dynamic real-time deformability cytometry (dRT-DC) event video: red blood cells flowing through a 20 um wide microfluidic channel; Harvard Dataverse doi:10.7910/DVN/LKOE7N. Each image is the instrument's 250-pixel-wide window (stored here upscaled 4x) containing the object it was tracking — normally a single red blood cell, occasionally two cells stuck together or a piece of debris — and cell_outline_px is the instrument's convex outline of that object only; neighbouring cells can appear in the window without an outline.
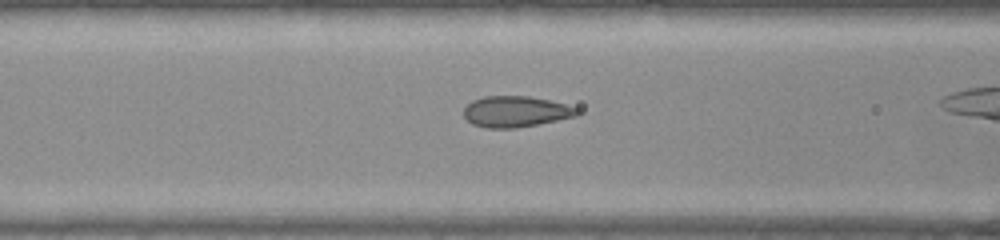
{"species": "common noctule bat (a hibernating species)", "species_latin": "Nyctalus noctula", "temperature_condition": "warm", "stored_images_in_passage": 34, "camera_frame_rate_fps": 3000, "um_per_image_px": 0.085, "animal": {"sex": "female", "body_mass_g": 22.0, "forearm_length_mm": 56.7}, "frame": {"image": 1, "passage_image": 14, "time_ms": 4.333, "image_size_px": [1000, 240], "cell_outline_px": [[580, 112], [576, 116], [516, 128], [488, 128], [472, 124], [464, 116], [464, 108], [472, 100], [484, 96], [528, 96], [548, 100], [580, 108]], "centroid_in_image_um": [43.82, 9.48], "position_along_channel_um": 122.8, "area_um2": 20.35}}
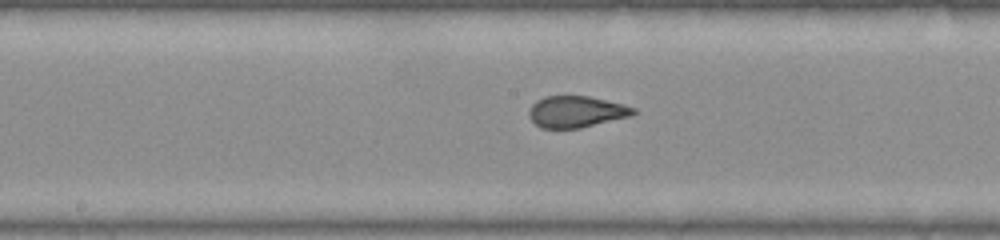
{"frame": {"image": 2, "passage_image": 20, "time_ms": 6.333, "image_size_px": [1000, 240], "cell_outline_px": [[636, 112], [632, 116], [580, 128], [540, 128], [528, 116], [528, 112], [532, 104], [536, 100], [544, 96], [588, 96], [636, 108]], "centroid_in_image_um": [48.95, 9.5], "position_along_channel_um": 199.2, "area_um2": 19.07}}
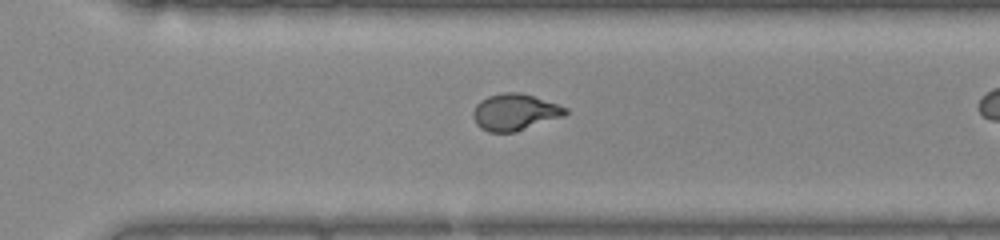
{"frame": {"image": 3, "passage_image": 30, "time_ms": 9.667, "image_size_px": [1000, 240], "cell_outline_px": [[568, 112], [564, 116], [516, 132], [488, 132], [480, 128], [476, 124], [472, 116], [472, 112], [476, 104], [480, 100], [488, 96], [504, 92], [520, 92], [568, 108]], "centroid_in_image_um": [43.72, 9.54], "position_along_channel_um": 326.9, "area_um2": 19.71}}